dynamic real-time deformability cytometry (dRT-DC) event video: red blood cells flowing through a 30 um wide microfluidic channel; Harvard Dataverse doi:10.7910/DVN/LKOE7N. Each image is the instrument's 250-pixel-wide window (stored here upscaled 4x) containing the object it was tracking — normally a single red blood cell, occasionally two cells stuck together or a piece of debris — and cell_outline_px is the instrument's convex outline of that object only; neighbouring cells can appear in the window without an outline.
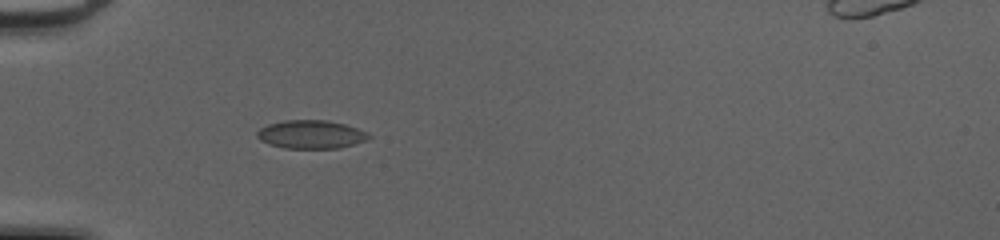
{"species": "common noctule bat (a hibernating species)", "species_latin": "Nyctalus noctula", "temperature_condition": "cold", "stored_images_in_passage": 34, "camera_frame_rate_fps": 3000, "um_per_image_px": 0.085, "animal": {"sex": "female", "body_mass_g": 20.0, "forearm_length_mm": 54.0}, "frame": {"image": 1, "passage_image": 1, "time_ms": 0.0, "image_size_px": [1000, 240], "cell_outline_px": [[372, 136], [364, 140], [340, 148], [284, 148], [268, 144], [260, 140], [256, 136], [256, 132], [260, 128], [268, 124], [284, 120], [328, 120], [344, 124], [368, 132]], "centroid_in_image_um": [26.4, 11.42], "position_along_channel_um": 58.6, "area_um2": 18.44}}
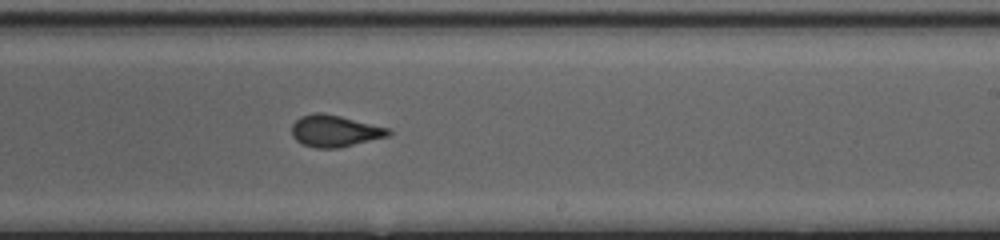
{"frame": {"image": 2, "passage_image": 16, "time_ms": 5.0, "image_size_px": [1000, 240], "cell_outline_px": [[392, 132], [388, 136], [340, 148], [316, 148], [304, 144], [296, 140], [292, 136], [292, 124], [300, 116], [316, 112], [324, 112], [388, 128]], "centroid_in_image_um": [28.43, 11.13], "position_along_channel_um": 260.6, "area_um2": 17.8}}
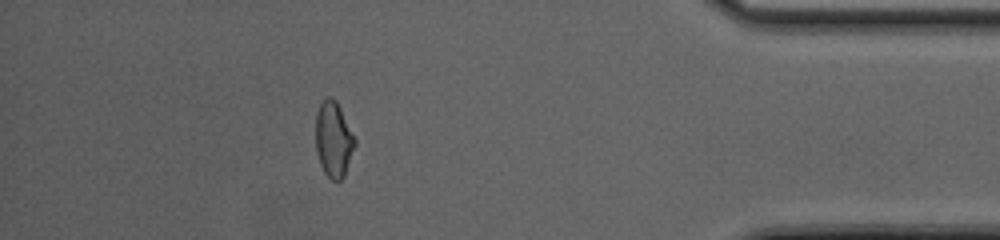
{"frame": {"image": 3, "passage_image": 29, "time_ms": 9.333, "image_size_px": [1000, 240], "cell_outline_px": [[356, 144], [344, 176], [340, 180], [332, 180], [324, 172], [320, 164], [316, 152], [316, 112], [324, 96], [332, 96], [336, 100], [356, 140]], "centroid_in_image_um": [28.34, 11.82], "position_along_channel_um": 406.9, "area_um2": 17.28}, "authors_computed_cell_mechanics": {"area_um2": 17.8602, "velocity_mm_per_s": 4.2391, "shape_relaxation_time_tau1_ms": null, "shape_relaxation_time_tau2_ms": 0.9266, "deformation_change_tau1": null, "deformation_change_tau2": 0.0565}}